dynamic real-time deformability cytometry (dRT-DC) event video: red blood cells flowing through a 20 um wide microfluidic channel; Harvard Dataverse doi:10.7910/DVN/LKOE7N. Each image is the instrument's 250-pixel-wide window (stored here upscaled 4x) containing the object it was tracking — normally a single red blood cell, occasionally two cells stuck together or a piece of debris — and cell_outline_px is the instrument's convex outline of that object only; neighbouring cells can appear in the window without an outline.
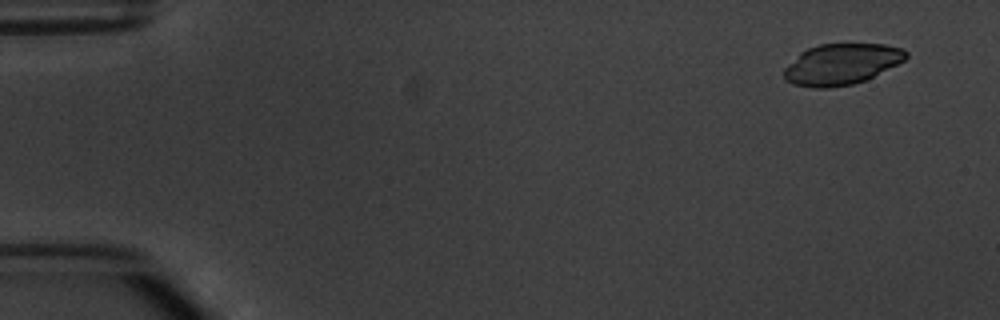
{"species": "common noctule bat (a hibernating species)", "species_latin": "Nyctalus noctula", "temperature_condition": "warm", "stored_images_in_passage": 4, "camera_frame_rate_fps": 3000, "um_per_image_px": 0.085, "animal": {"sex": "male", "body_mass_g": 20.1, "forearm_length_mm": 53.5}, "frame": {"image": 1, "passage_image": 1, "time_ms": 0.0, "image_size_px": [1000, 320], "cell_outline_px": [[908, 56], [904, 60], [864, 80], [852, 84], [828, 88], [812, 88], [792, 84], [784, 80], [784, 68], [800, 52], [808, 48], [820, 44], [884, 44], [900, 48], [908, 52]], "centroid_in_image_um": [71.47, 5.46], "position_along_channel_um": 13.5, "area_um2": 28.9}}